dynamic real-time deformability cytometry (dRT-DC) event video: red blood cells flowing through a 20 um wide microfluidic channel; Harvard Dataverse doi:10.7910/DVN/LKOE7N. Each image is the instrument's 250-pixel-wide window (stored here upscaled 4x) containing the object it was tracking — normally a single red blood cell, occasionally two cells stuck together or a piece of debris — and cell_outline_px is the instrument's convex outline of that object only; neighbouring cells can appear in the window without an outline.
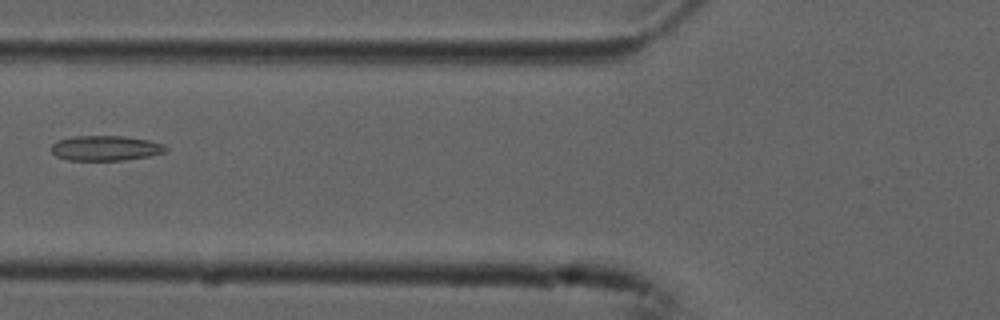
{"species": "common noctule bat (a hibernating species)", "species_latin": "Nyctalus noctula", "temperature_condition": "cold", "stored_images_in_passage": 3, "camera_frame_rate_fps": 3000, "um_per_image_px": 0.085, "animal": {"sex": "male", "forearm_length_mm": 52.5}, "frame": {"image": 1, "passage_image": 3, "time_ms": 0.667, "image_size_px": [1000, 320], "cell_outline_px": [[168, 148], [164, 152], [148, 156], [124, 160], [68, 160], [56, 156], [52, 152], [52, 144], [56, 140], [72, 136], [124, 136], [148, 140], [164, 144]], "centroid_in_image_um": [8.95, 12.58], "position_along_channel_um": 116.9, "area_um2": 16.7}}